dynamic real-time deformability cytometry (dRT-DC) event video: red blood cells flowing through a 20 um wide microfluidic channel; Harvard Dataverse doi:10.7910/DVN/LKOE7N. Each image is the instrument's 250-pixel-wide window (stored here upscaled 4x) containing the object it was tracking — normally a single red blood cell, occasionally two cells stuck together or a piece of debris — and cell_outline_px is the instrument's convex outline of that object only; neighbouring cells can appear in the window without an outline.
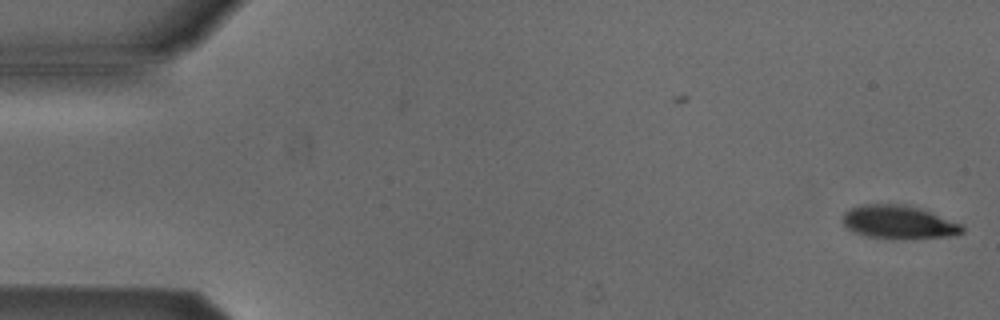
{"species": "Egyptian fruit bat (a non-hibernating species)", "species_latin": "Rousettus aegyptiacus", "temperature_condition": "cold", "stored_images_in_passage": 7, "camera_frame_rate_fps": 3000, "um_per_image_px": 0.085, "animal": {"sex": "male"}, "frame": {"image": 1, "passage_image": 1, "time_ms": 0.0, "image_size_px": [1000, 320], "cell_outline_px": [[964, 232], [948, 236], [904, 240], [868, 236], [856, 232], [848, 228], [844, 224], [844, 212], [852, 208], [864, 204], [904, 204], [920, 208], [960, 224], [964, 228]], "centroid_in_image_um": [76.4, 18.89], "position_along_channel_um": 8.6, "area_um2": 23.0}}
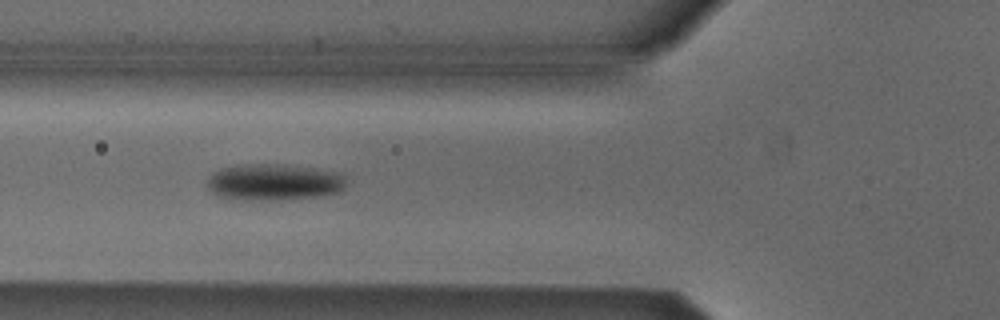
{"frame": {"image": 2, "passage_image": 6, "time_ms": 6.0, "image_size_px": [1000, 320], "cell_outline_px": [[344, 188], [340, 192], [320, 196], [276, 200], [232, 200], [216, 196], [208, 188], [208, 180], [212, 172], [220, 168], [236, 164], [284, 164], [340, 172], [344, 176]], "centroid_in_image_um": [23.23, 15.48], "position_along_channel_um": 102.6, "area_um2": 30.06}}
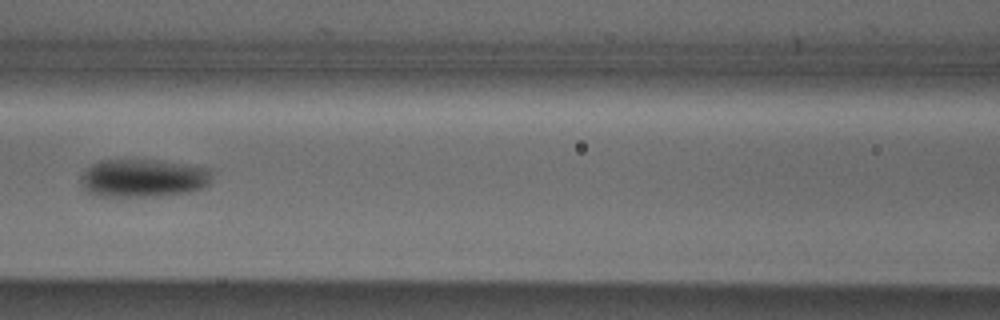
{"frame": {"image": 3, "passage_image": 7, "time_ms": 7.333, "image_size_px": [1000, 320], "cell_outline_px": [[212, 180], [204, 188], [188, 192], [156, 196], [100, 196], [88, 192], [84, 188], [84, 172], [92, 164], [100, 160], [160, 160], [208, 168], [212, 172]], "centroid_in_image_um": [12.24, 15.13], "position_along_channel_um": 154.4, "area_um2": 28.84}}